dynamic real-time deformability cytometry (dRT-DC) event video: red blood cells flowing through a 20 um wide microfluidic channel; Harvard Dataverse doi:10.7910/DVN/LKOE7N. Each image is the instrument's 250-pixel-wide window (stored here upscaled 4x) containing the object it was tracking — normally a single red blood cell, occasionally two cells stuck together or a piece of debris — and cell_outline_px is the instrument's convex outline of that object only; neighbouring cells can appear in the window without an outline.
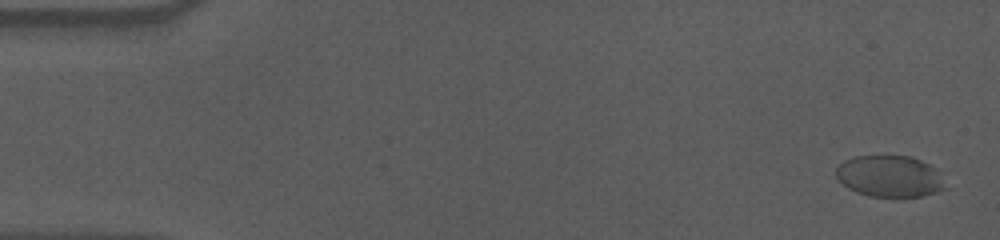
{"species": "human", "species_latin": "Homo sapiens", "temperature_condition": "cold", "stored_images_in_passage": 57, "camera_frame_rate_fps": 3000, "um_per_image_px": 0.085, "donor": {"sex": "male"}, "frame": {"image": 1, "passage_image": 2, "time_ms": 0.333, "image_size_px": [1000, 240], "cell_outline_px": [[948, 188], [924, 196], [896, 200], [872, 196], [856, 192], [848, 188], [836, 176], [836, 168], [844, 160], [852, 156], [912, 156], [936, 168]], "centroid_in_image_um": [75.66, 15.02], "position_along_channel_um": 9.3, "area_um2": 27.11}}
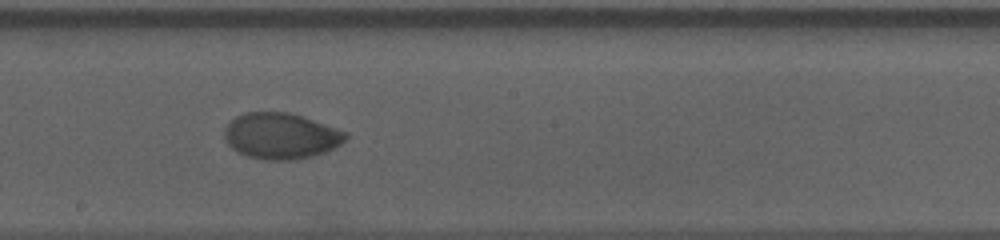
{"frame": {"image": 2, "passage_image": 32, "time_ms": 10.333, "image_size_px": [1000, 240], "cell_outline_px": [[348, 136], [340, 144], [324, 152], [312, 156], [296, 160], [268, 160], [248, 156], [236, 152], [224, 140], [224, 128], [236, 116], [244, 112], [288, 112], [348, 132]], "centroid_in_image_um": [23.84, 11.56], "position_along_channel_um": 224.4, "area_um2": 32.37}}
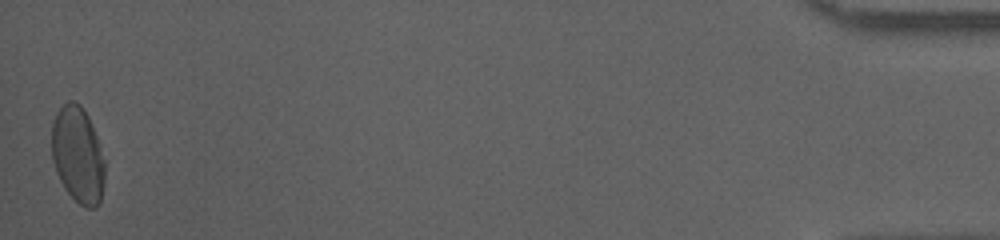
{"frame": {"image": 3, "passage_image": 57, "time_ms": 18.667, "image_size_px": [1000, 240], "cell_outline_px": [[104, 184], [100, 204], [96, 208], [88, 208], [80, 204], [64, 188], [56, 172], [52, 160], [52, 124], [56, 112], [68, 100], [72, 100], [80, 104], [88, 116], [92, 124], [104, 160]], "centroid_in_image_um": [6.61, 13.17], "position_along_channel_um": 428.6, "area_um2": 29.82}, "authors_computed_cell_mechanics": {"area_um2": 31.1542, "velocity_mm_per_s": 3.5774, "shape_relaxation_time_tau1_ms": 5.9427, "shape_relaxation_time_tau2_ms": 1.2626, "deformation_change_tau1": 0.138, "deformation_change_tau2": 0.0327}}